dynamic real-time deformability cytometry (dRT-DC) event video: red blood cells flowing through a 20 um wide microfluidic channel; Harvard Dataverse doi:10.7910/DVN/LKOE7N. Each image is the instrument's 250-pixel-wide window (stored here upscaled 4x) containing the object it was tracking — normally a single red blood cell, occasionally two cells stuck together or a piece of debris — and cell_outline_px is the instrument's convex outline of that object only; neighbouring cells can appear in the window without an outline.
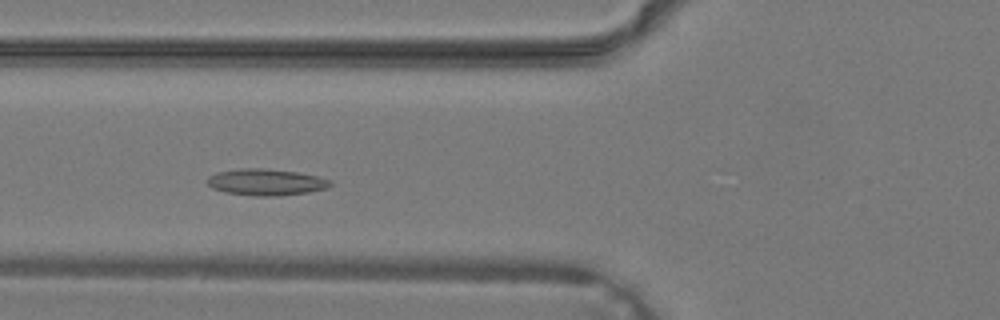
{"species": "common noctule bat (a hibernating species)", "species_latin": "Nyctalus noctula", "temperature_condition": "warm", "stored_images_in_passage": 34, "segment_of_instrument_passage": [1, 2], "camera_frame_rate_fps": 3000, "um_per_image_px": 0.085, "animal": {"sex": "male", "body_mass_g": 19.2, "forearm_length_mm": 51.8}, "frame": {"image": 1, "passage_image": 9, "time_ms": 2.667, "image_size_px": [1000, 320], "cell_outline_px": [[332, 184], [328, 188], [308, 192], [280, 196], [252, 196], [224, 192], [212, 188], [208, 184], [208, 176], [216, 172], [240, 168], [264, 168], [296, 172], [316, 176], [332, 180]], "centroid_in_image_um": [22.6, 15.48], "position_along_channel_um": 103.2, "area_um2": 19.13}}
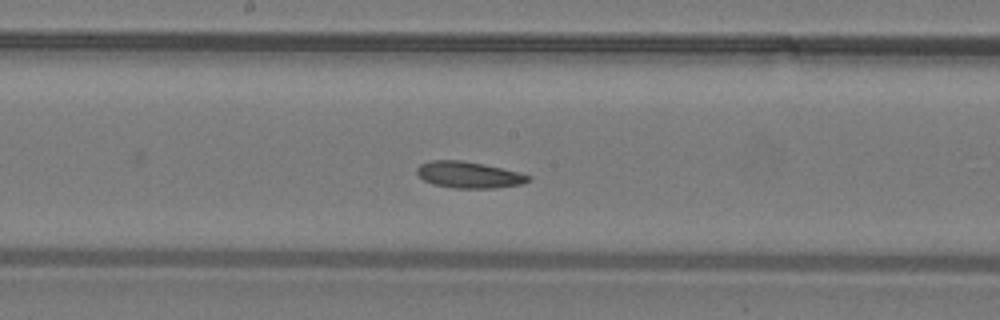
{"frame": {"image": 2, "passage_image": 15, "time_ms": 4.667, "image_size_px": [1000, 320], "cell_outline_px": [[532, 180], [524, 184], [496, 188], [456, 188], [432, 184], [424, 180], [416, 172], [416, 168], [420, 164], [432, 160], [460, 160], [484, 164], [520, 172], [532, 176]], "centroid_in_image_um": [39.9, 14.86], "position_along_channel_um": 208.3, "area_um2": 17.34}}
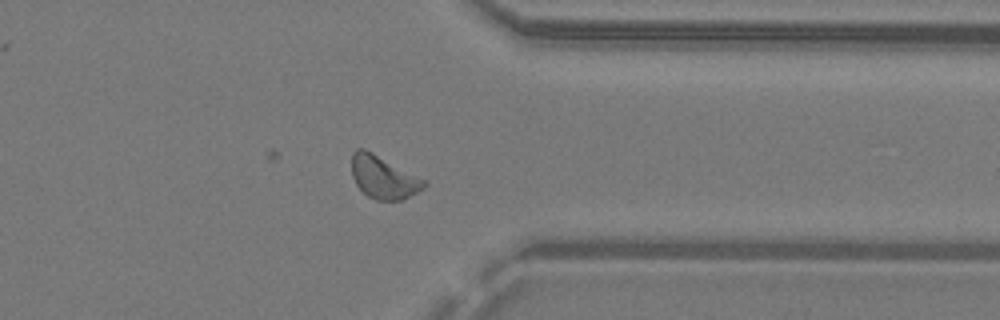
{"frame": {"image": 3, "passage_image": 25, "time_ms": 8.0, "image_size_px": [1000, 320], "cell_outline_px": [[428, 184], [424, 188], [404, 200], [376, 200], [368, 196], [356, 184], [352, 176], [352, 152], [356, 148], [364, 148], [372, 152], [424, 180]], "centroid_in_image_um": [32.57, 15.07], "position_along_channel_um": 378.8, "area_um2": 17.8}}